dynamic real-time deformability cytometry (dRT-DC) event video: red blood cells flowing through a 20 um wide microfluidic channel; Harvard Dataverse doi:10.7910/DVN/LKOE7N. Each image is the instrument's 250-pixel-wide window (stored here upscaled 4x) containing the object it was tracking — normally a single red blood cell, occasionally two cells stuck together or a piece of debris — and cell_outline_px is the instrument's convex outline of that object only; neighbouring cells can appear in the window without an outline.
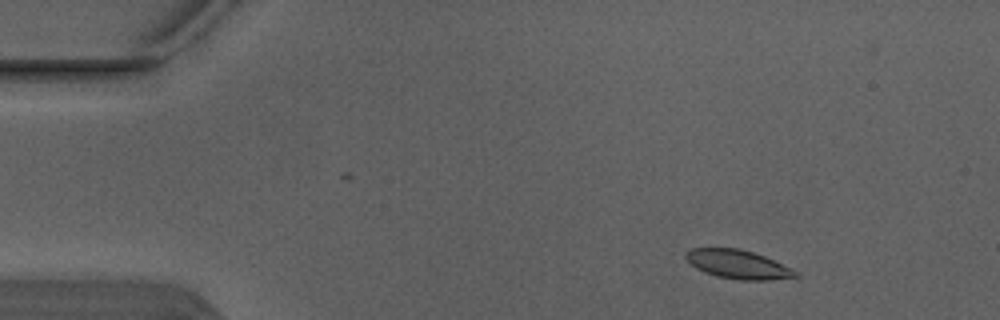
{"species": "Egyptian fruit bat (a non-hibernating species)", "species_latin": "Rousettus aegyptiacus", "temperature_condition": "warm", "stored_images_in_passage": 5, "camera_frame_rate_fps": 3000, "um_per_image_px": 0.085, "animal": {"sex": "male"}, "frame": {"image": 1, "passage_image": 2, "time_ms": 0.333, "image_size_px": [1000, 320], "cell_outline_px": [[800, 276], [768, 280], [740, 280], [716, 276], [704, 272], [696, 268], [684, 256], [684, 252], [692, 248], [740, 248], [764, 256], [792, 268]], "centroid_in_image_um": [62.71, 22.46], "position_along_channel_um": 22.3, "area_um2": 18.32}}